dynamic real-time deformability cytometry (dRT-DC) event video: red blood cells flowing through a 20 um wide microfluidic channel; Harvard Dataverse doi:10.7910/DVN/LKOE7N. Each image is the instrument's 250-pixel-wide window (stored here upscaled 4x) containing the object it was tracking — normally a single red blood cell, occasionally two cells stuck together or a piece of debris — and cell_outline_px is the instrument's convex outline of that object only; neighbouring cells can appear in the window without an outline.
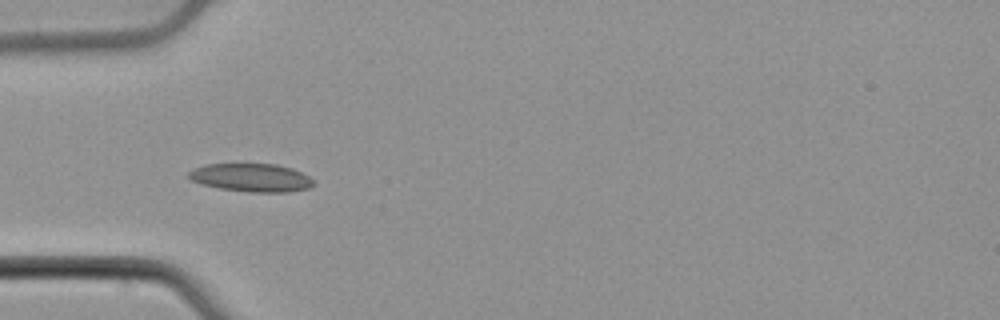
{"species": "common noctule bat (a hibernating species)", "species_latin": "Nyctalus noctula", "temperature_condition": "cold", "stored_images_in_passage": 41, "camera_frame_rate_fps": 3000, "um_per_image_px": 0.085, "animal": {"sex": "male", "body_mass_g": 21.5, "forearm_length_mm": 52.0}, "frame": {"image": 1, "passage_image": 4, "time_ms": 1.0, "image_size_px": [1000, 320], "cell_outline_px": [[316, 184], [308, 188], [288, 192], [248, 192], [220, 188], [204, 184], [192, 180], [188, 176], [188, 172], [192, 168], [204, 164], [276, 164], [292, 168], [308, 176]], "centroid_in_image_um": [21.36, 15.09], "position_along_channel_um": 63.6, "area_um2": 20.46}}
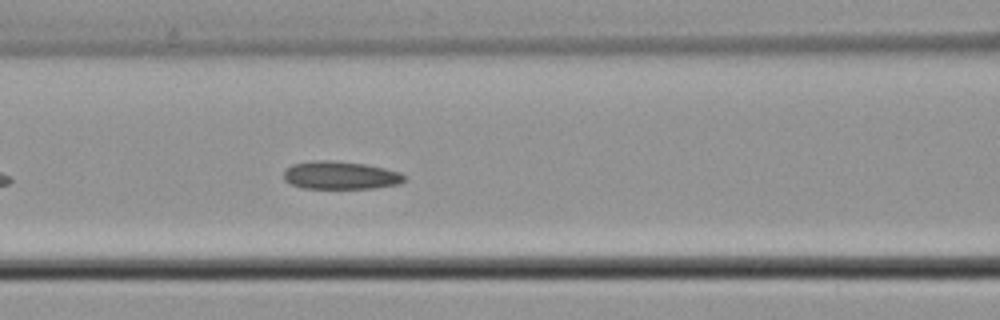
{"frame": {"image": 2, "passage_image": 10, "time_ms": 3.0, "image_size_px": [1000, 320], "cell_outline_px": [[408, 180], [400, 184], [372, 188], [304, 188], [292, 184], [284, 180], [284, 172], [292, 164], [312, 160], [328, 160], [364, 164], [384, 168], [400, 172], [408, 176]], "centroid_in_image_um": [28.99, 14.9], "position_along_channel_um": 137.6, "area_um2": 19.71}}
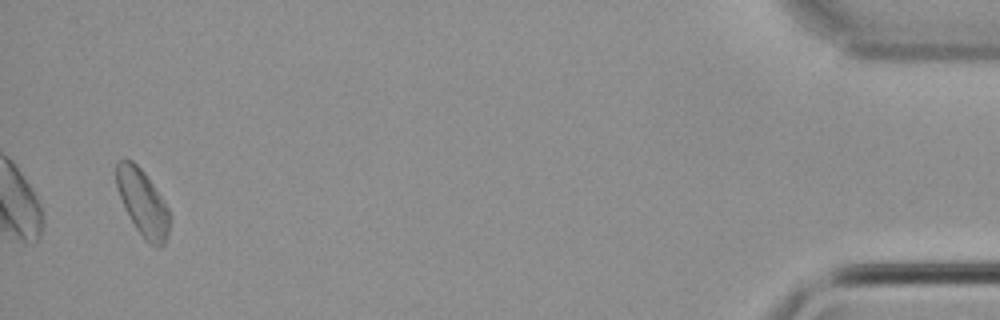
{"frame": {"image": 3, "passage_image": 39, "time_ms": 12.667, "image_size_px": [1000, 320], "cell_outline_px": [[172, 216], [168, 236], [164, 244], [160, 248], [156, 248], [148, 244], [144, 240], [136, 228], [120, 196], [116, 184], [116, 164], [120, 160], [132, 160], [144, 172], [156, 188], [168, 208]], "centroid_in_image_um": [12.18, 17.29], "position_along_channel_um": 423.0, "area_um2": 20.63}}